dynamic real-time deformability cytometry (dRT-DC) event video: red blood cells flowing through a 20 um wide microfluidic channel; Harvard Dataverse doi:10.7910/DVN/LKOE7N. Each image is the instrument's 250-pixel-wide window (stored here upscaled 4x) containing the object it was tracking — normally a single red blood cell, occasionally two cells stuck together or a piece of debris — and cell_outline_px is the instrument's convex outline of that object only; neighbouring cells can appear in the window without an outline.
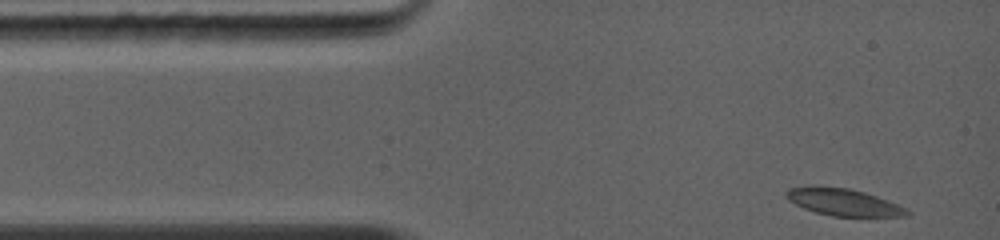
{"species": "common noctule bat (a hibernating species)", "species_latin": "Nyctalus noctula", "temperature_condition": "warm", "stored_images_in_passage": 25, "camera_frame_rate_fps": 5000, "um_per_image_px": 0.085, "animal": {"sex": "female", "body_mass_g": 19.0, "forearm_length_mm": 56.7}, "frame": {"image": 1, "passage_image": 1, "time_ms": 0.0, "image_size_px": [1000, 240], "cell_outline_px": [[912, 212], [908, 216], [832, 216], [816, 212], [804, 208], [788, 200], [784, 196], [784, 192], [788, 188], [816, 184], [848, 188], [864, 192], [888, 200]], "centroid_in_image_um": [71.62, 17.15], "position_along_channel_um": 13.4, "area_um2": 19.25}}
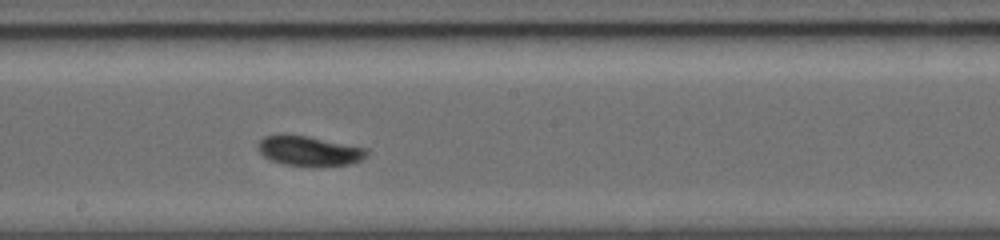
{"frame": {"image": 2, "passage_image": 15, "time_ms": 6.0, "image_size_px": [1000, 240], "cell_outline_px": [[368, 156], [352, 164], [316, 168], [284, 164], [268, 160], [256, 148], [256, 144], [264, 136], [276, 132], [280, 132], [308, 136], [368, 148]], "centroid_in_image_um": [26.24, 12.82], "position_along_channel_um": 222.0, "area_um2": 19.94}}
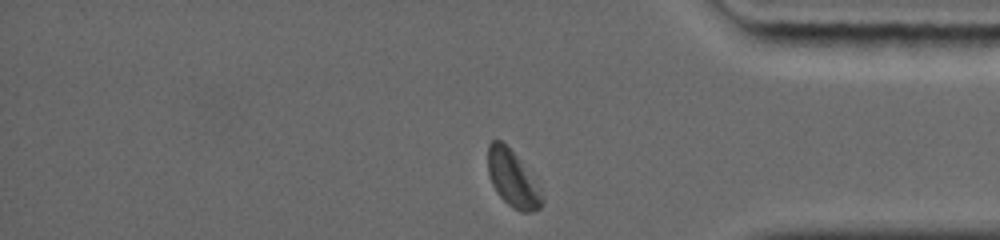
{"frame": {"image": 3, "passage_image": 25, "time_ms": 10.2, "image_size_px": [1000, 240], "cell_outline_px": [[544, 204], [540, 208], [532, 212], [520, 212], [512, 208], [496, 192], [492, 184], [488, 172], [488, 144], [492, 140], [500, 140], [516, 156], [544, 200]], "centroid_in_image_um": [43.52, 15.24], "position_along_channel_um": 391.7, "area_um2": 16.99}, "authors_computed_cell_mechanics": {"area_um2": 19.074, "velocity_mm_per_s": 4.3516, "shape_relaxation_time_tau1_ms": null, "shape_relaxation_time_tau2_ms": 0.9603, "deformation_change_tau1": null, "deformation_change_tau2": 0.0439}}